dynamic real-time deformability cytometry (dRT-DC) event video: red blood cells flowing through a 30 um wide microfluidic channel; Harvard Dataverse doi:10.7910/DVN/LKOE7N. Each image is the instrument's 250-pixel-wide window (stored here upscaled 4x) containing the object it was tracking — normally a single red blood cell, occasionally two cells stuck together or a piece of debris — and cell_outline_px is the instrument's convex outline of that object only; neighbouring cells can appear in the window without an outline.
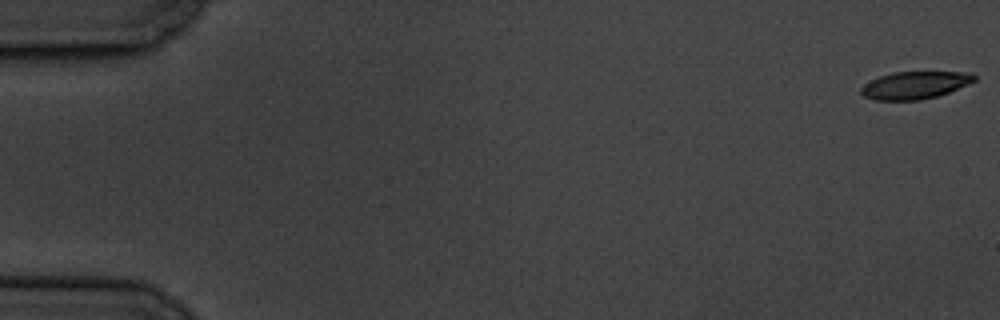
{"species": "common noctule bat (a hibernating species)", "species_latin": "Nyctalus noctula", "temperature_condition": "cold", "stored_images_in_passage": 6, "camera_frame_rate_fps": 3000, "um_per_image_px": 0.085, "animal": {"sex": "male", "body_mass_g": 19.5, "forearm_length_mm": 54.6}, "frame": {"image": 1, "passage_image": 1, "time_ms": 0.0, "image_size_px": [1000, 320], "cell_outline_px": [[976, 80], [968, 84], [948, 92], [936, 96], [920, 100], [876, 100], [864, 96], [860, 92], [860, 88], [864, 84], [880, 76], [892, 72], [972, 72], [976, 76]], "centroid_in_image_um": [77.77, 7.23], "position_along_channel_um": 7.2, "area_um2": 18.03}}
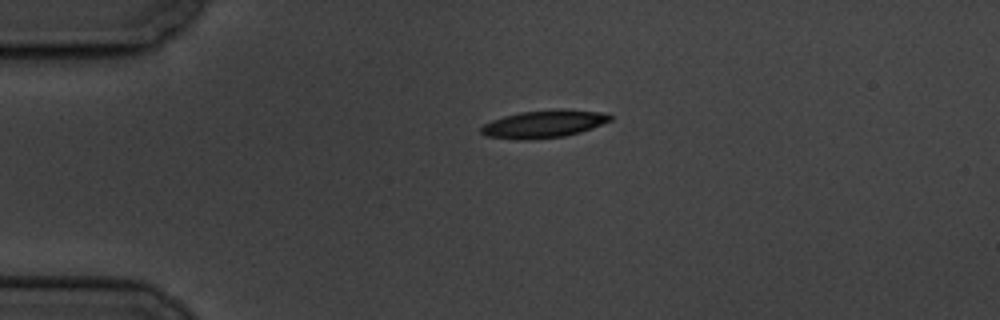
{"frame": {"image": 2, "passage_image": 5, "time_ms": 4.333, "image_size_px": [1000, 320], "cell_outline_px": [[612, 120], [592, 128], [580, 132], [564, 136], [532, 140], [516, 140], [484, 136], [480, 132], [480, 128], [484, 124], [492, 120], [504, 116], [520, 112], [556, 108], [564, 108], [600, 112], [612, 116]], "centroid_in_image_um": [46.2, 10.54], "position_along_channel_um": 38.8, "area_um2": 21.1}}